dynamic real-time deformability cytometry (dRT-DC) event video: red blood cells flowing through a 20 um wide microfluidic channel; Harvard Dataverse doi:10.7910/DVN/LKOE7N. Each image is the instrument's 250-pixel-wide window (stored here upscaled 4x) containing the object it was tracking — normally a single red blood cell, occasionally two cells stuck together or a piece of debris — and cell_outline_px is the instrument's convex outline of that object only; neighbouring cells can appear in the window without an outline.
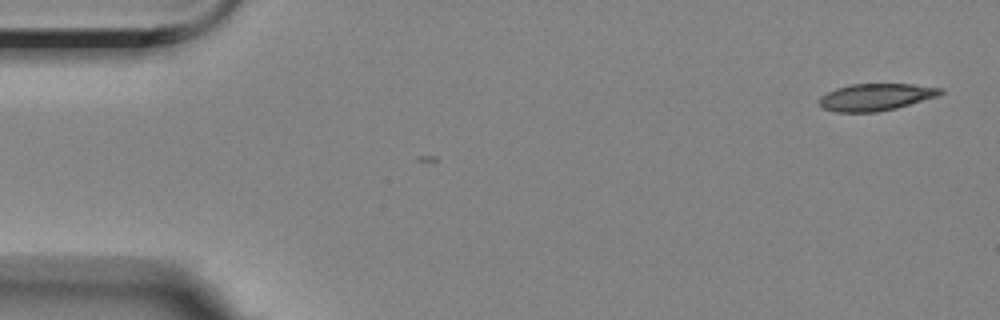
{"species": "Egyptian fruit bat (a non-hibernating species)", "species_latin": "Rousettus aegyptiacus", "temperature_condition": "room temperature", "stored_images_in_passage": 2, "camera_frame_rate_fps": 3000, "um_per_image_px": 0.085, "animal": {"sex": "female"}, "frame": {"image": 1, "passage_image": 1, "time_ms": 0.0, "image_size_px": [1000, 320], "cell_outline_px": [[944, 92], [936, 96], [896, 108], [876, 112], [836, 112], [824, 108], [820, 104], [820, 96], [836, 88], [852, 84], [912, 84], [944, 88]], "centroid_in_image_um": [74.45, 8.24], "position_along_channel_um": 10.6, "area_um2": 18.9}}